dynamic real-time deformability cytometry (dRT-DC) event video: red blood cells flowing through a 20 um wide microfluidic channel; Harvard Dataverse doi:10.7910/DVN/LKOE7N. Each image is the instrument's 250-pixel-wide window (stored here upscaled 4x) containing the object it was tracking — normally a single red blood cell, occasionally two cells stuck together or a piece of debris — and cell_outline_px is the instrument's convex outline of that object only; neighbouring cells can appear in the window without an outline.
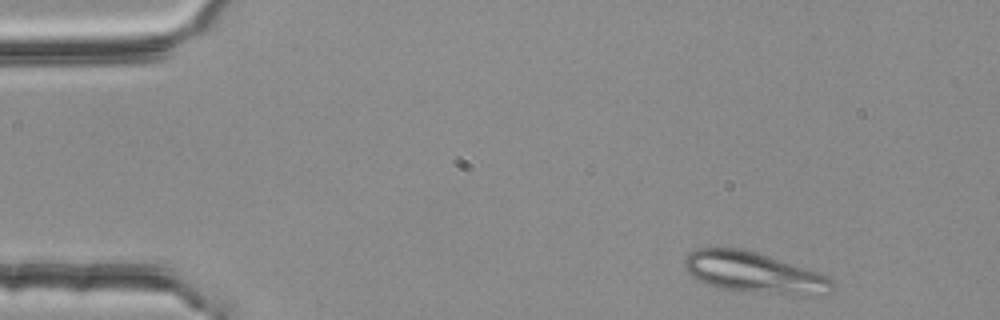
{"species": "common noctule bat (a hibernating species)", "species_latin": "Nyctalus noctula", "temperature_condition": "room temperature", "stored_images_in_passage": 46, "camera_frame_rate_fps": 3000, "um_per_image_px": 0.085, "animal": {"sex": "female", "body_mass_g": 25.1}, "frame": {"image": 1, "passage_image": 1, "time_ms": 0.0, "image_size_px": [1000, 320], "cell_outline_px": [[836, 288], [832, 292], [808, 296], [724, 288], [708, 284], [696, 280], [684, 268], [684, 256], [688, 252], [696, 248], [740, 248], [756, 252], [828, 276], [836, 284]], "centroid_in_image_um": [64.09, 23.16], "position_along_channel_um": 20.9, "area_um2": 34.8}}
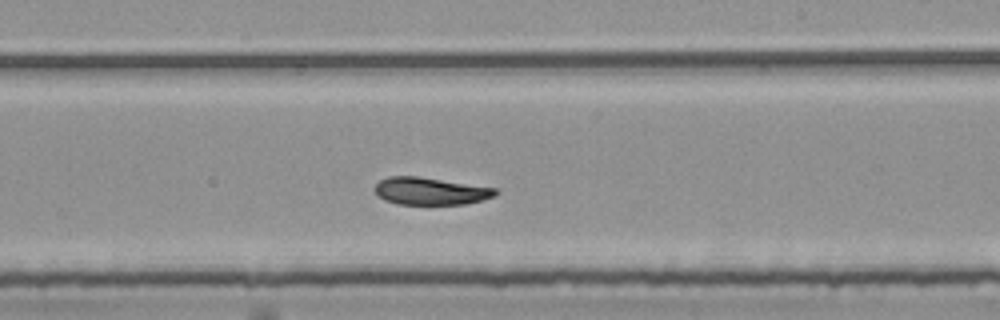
{"frame": {"image": 2, "passage_image": 27, "time_ms": 8.667, "image_size_px": [1000, 320], "cell_outline_px": [[500, 192], [496, 196], [484, 200], [464, 204], [396, 204], [384, 200], [376, 196], [372, 188], [380, 180], [388, 176], [420, 176], [496, 188]], "centroid_in_image_um": [36.57, 16.24], "position_along_channel_um": 252.4, "area_um2": 19.65}}
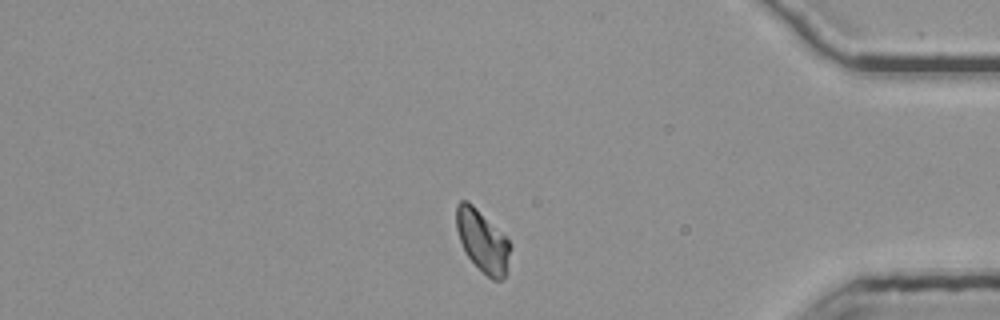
{"frame": {"image": 3, "passage_image": 41, "time_ms": 13.333, "image_size_px": [1000, 320], "cell_outline_px": [[512, 244], [504, 280], [492, 280], [468, 256], [460, 240], [456, 228], [456, 204], [460, 200], [468, 200]], "centroid_in_image_um": [41.01, 20.48], "position_along_channel_um": 394.2, "area_um2": 19.02}, "authors_computed_cell_mechanics": {"area_um2": 20.1722, "velocity_mm_per_s": 3.7145, "shape_relaxation_time_tau1_ms": 5.2872, "shape_relaxation_time_tau2_ms": 3.2172, "deformation_change_tau1": 0.1674, "deformation_change_tau2": 0.0603}}